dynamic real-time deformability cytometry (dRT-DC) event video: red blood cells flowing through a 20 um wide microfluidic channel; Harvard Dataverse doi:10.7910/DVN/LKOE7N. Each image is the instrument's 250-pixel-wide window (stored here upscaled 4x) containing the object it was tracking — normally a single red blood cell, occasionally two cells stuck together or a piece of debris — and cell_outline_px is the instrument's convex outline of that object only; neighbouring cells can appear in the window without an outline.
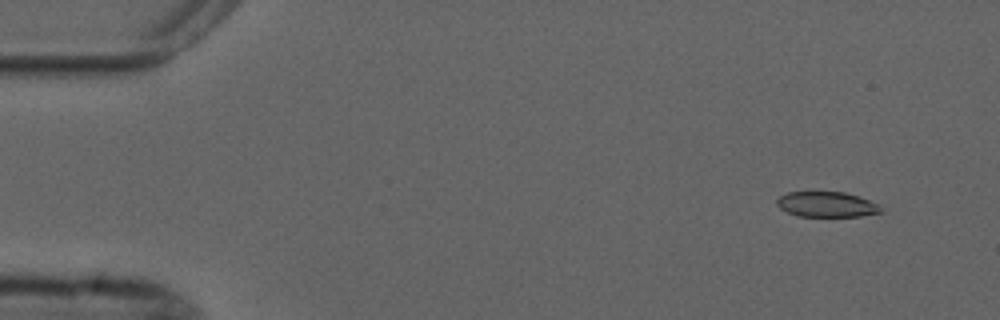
{"species": "common noctule bat (a hibernating species)", "species_latin": "Nyctalus noctula", "temperature_condition": "cold", "stored_images_in_passage": 5, "camera_frame_rate_fps": 3000, "um_per_image_px": 0.085, "animal": {"sex": "male", "forearm_length_mm": 52.5}, "frame": {"image": 1, "passage_image": 2, "time_ms": 1.333, "image_size_px": [1000, 320], "cell_outline_px": [[884, 212], [860, 216], [796, 216], [780, 208], [776, 204], [776, 200], [780, 196], [788, 192], [844, 192], [880, 204], [884, 208]], "centroid_in_image_um": [70.3, 17.38], "position_along_channel_um": 14.7, "area_um2": 15.37}}
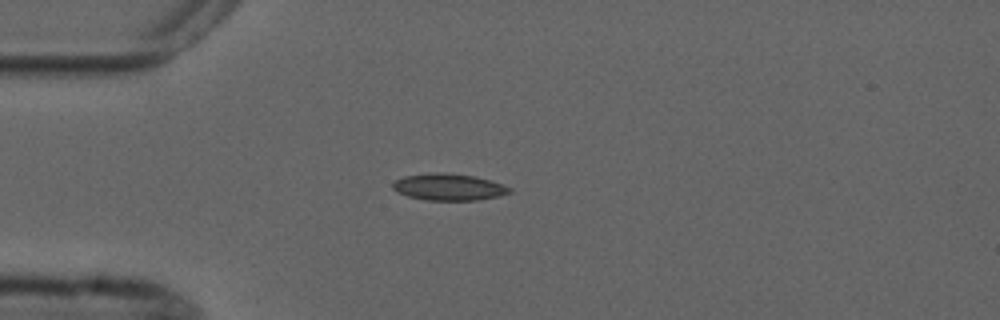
{"frame": {"image": 2, "passage_image": 5, "time_ms": 4.667, "image_size_px": [1000, 320], "cell_outline_px": [[512, 192], [500, 196], [476, 200], [424, 200], [408, 196], [396, 192], [392, 188], [392, 184], [396, 180], [404, 176], [428, 172], [444, 172], [476, 176], [512, 188]], "centroid_in_image_um": [38.11, 15.89], "position_along_channel_um": 46.9, "area_um2": 18.32}}